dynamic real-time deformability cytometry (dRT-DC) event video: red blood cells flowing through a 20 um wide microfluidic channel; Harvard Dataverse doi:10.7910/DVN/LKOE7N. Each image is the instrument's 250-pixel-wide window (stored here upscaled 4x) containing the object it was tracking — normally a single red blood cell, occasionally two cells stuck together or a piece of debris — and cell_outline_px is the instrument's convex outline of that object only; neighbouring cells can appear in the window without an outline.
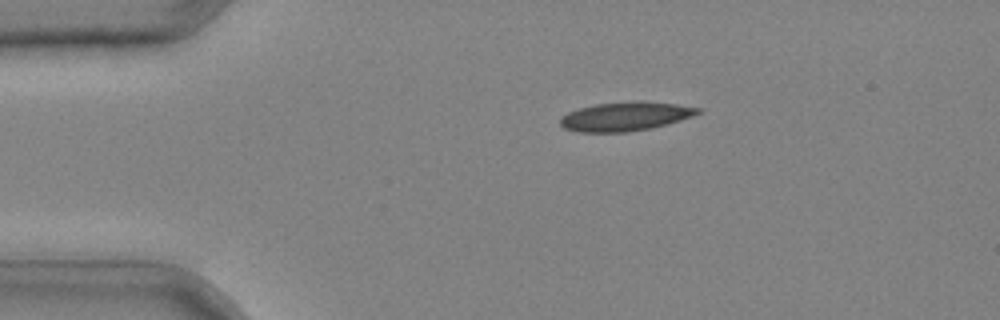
{"species": "common noctule bat (a hibernating species)", "species_latin": "Nyctalus noctula", "temperature_condition": "cold", "stored_images_in_passage": 37, "camera_frame_rate_fps": 3000, "um_per_image_px": 0.085, "animal": {"sex": "male", "body_mass_g": 20.4}, "frame": {"image": 1, "passage_image": 6, "time_ms": 1.667, "image_size_px": [1000, 320], "cell_outline_px": [[704, 112], [668, 124], [652, 128], [628, 132], [576, 132], [564, 128], [560, 124], [560, 120], [568, 112], [580, 108], [596, 104], [640, 100], [644, 100], [676, 104], [704, 108]], "centroid_in_image_um": [53.23, 9.89], "position_along_channel_um": 31.8, "area_um2": 23.47}}
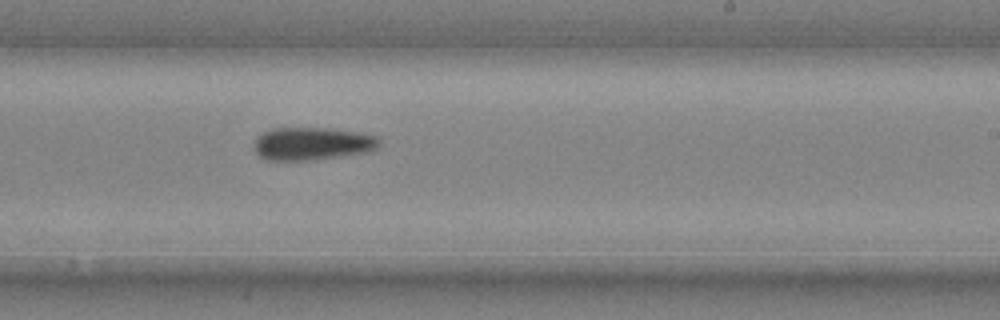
{"frame": {"image": 2, "passage_image": 24, "time_ms": 7.667, "image_size_px": [1000, 320], "cell_outline_px": [[380, 144], [372, 152], [308, 160], [268, 160], [260, 156], [256, 152], [256, 136], [272, 128], [328, 128], [356, 132], [376, 136], [380, 140]], "centroid_in_image_um": [26.57, 12.21], "position_along_channel_um": 262.4, "area_um2": 23.81}}
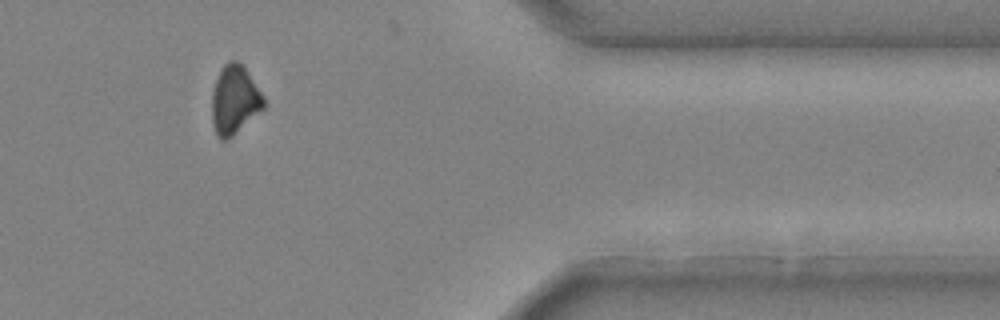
{"frame": {"image": 3, "passage_image": 34, "time_ms": 11.0, "image_size_px": [1000, 320], "cell_outline_px": [[264, 108], [228, 140], [220, 140], [212, 124], [212, 92], [220, 68], [228, 60], [236, 60], [244, 68], [264, 96]], "centroid_in_image_um": [19.92, 8.5], "position_along_channel_um": 391.5, "area_um2": 20.63}}